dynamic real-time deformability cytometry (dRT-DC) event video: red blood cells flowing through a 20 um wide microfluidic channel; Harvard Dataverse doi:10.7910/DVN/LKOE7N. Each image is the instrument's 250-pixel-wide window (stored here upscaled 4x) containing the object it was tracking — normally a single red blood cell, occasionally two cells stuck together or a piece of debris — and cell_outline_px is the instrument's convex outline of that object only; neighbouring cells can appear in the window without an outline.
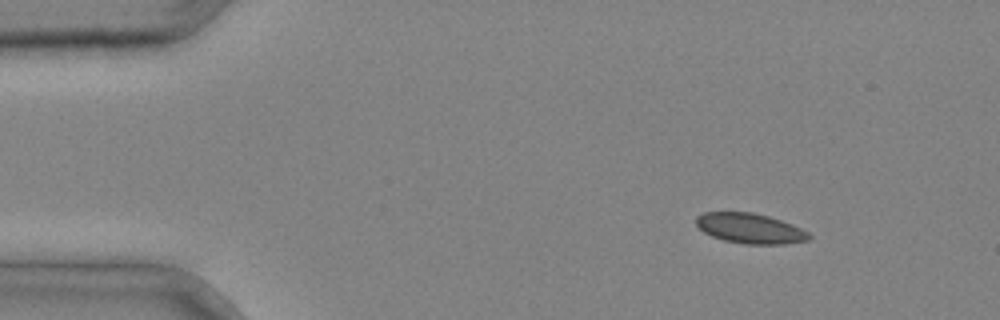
{"species": "common noctule bat (a hibernating species)", "species_latin": "Nyctalus noctula", "temperature_condition": "cold", "stored_images_in_passage": 2, "camera_frame_rate_fps": 3000, "um_per_image_px": 0.085, "animal": {"sex": "male", "body_mass_g": 20.4}, "frame": {"image": 1, "passage_image": 1, "time_ms": 0.0, "image_size_px": [1000, 320], "cell_outline_px": [[812, 236], [808, 240], [784, 244], [744, 244], [724, 240], [712, 236], [704, 232], [696, 224], [696, 216], [704, 212], [752, 212], [768, 216], [792, 224], [808, 232]], "centroid_in_image_um": [63.75, 19.41], "position_along_channel_um": 21.3, "area_um2": 19.77}}